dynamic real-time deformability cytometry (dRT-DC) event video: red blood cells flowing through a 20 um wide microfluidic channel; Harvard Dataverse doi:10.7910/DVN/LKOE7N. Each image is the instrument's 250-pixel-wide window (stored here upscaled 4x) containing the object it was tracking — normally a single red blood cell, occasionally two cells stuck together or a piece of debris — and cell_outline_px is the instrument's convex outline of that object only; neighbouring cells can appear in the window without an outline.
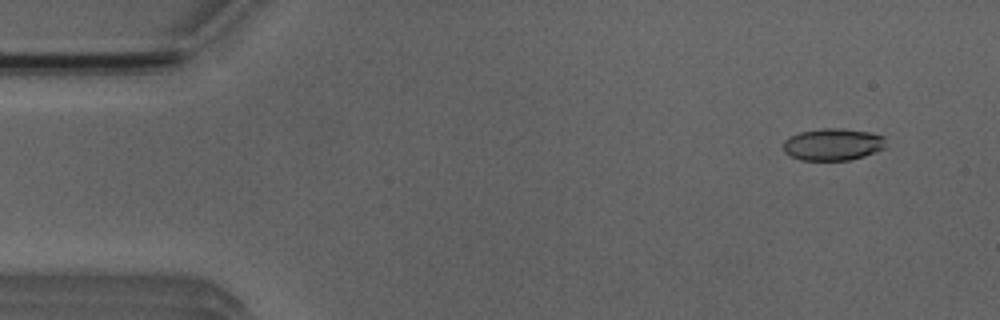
{"species": "Egyptian fruit bat (a non-hibernating species)", "species_latin": "Rousettus aegyptiacus", "temperature_condition": "room temperature", "stored_images_in_passage": 4, "camera_frame_rate_fps": 3000, "um_per_image_px": 0.085, "animal": {"sex": "male"}, "frame": {"image": 1, "passage_image": 1, "time_ms": 0.0, "image_size_px": [1000, 320], "cell_outline_px": [[884, 148], [864, 156], [848, 160], [800, 160], [784, 152], [784, 140], [788, 136], [800, 132], [820, 128], [840, 128], [868, 132], [884, 136]], "centroid_in_image_um": [70.76, 12.27], "position_along_channel_um": 14.2, "area_um2": 19.07}}
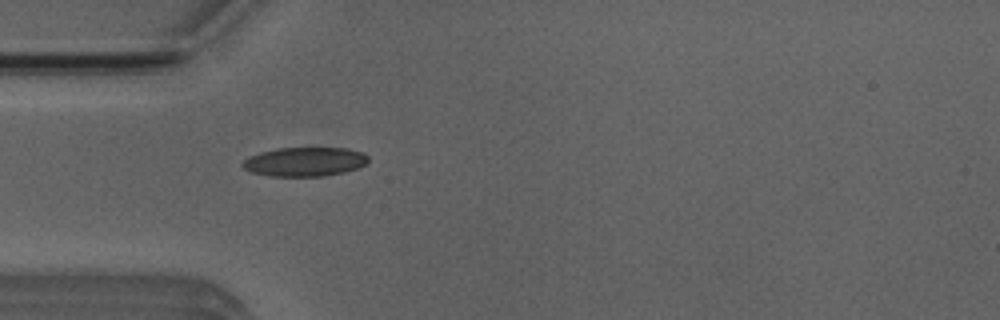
{"frame": {"image": 2, "passage_image": 4, "time_ms": 3.667, "image_size_px": [1000, 320], "cell_outline_px": [[368, 160], [364, 164], [356, 168], [344, 172], [324, 176], [272, 176], [252, 172], [244, 168], [240, 164], [248, 156], [260, 152], [276, 148], [348, 148], [364, 152], [368, 156]], "centroid_in_image_um": [25.89, 13.74], "position_along_channel_um": 59.1, "area_um2": 21.33}}